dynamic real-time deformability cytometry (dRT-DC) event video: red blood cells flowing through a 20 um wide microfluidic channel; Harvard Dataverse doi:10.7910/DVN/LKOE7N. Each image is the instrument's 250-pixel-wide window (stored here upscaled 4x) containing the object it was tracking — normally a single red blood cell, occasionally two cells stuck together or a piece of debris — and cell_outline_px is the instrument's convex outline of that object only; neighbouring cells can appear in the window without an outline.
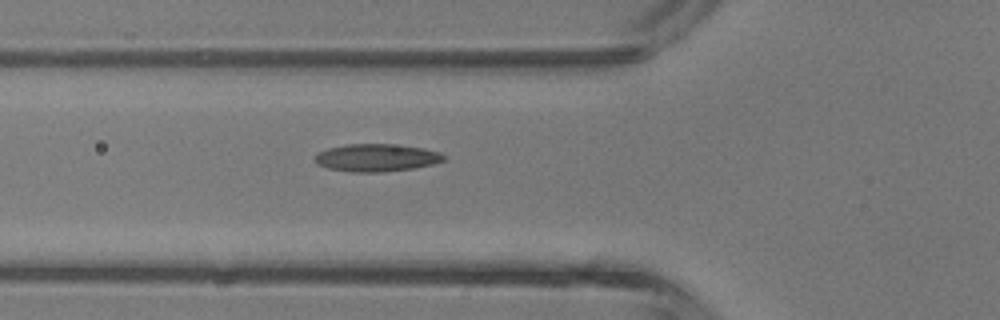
{"species": "common noctule bat (a hibernating species)", "species_latin": "Nyctalus noctula", "temperature_condition": "room temperature", "stored_images_in_passage": 5, "camera_frame_rate_fps": 3000, "um_per_image_px": 0.085, "animal": {"sex": "male", "body_mass_g": 13.3}, "frame": {"image": 1, "passage_image": 5, "time_ms": 4.667, "image_size_px": [1000, 320], "cell_outline_px": [[444, 160], [432, 164], [412, 168], [380, 172], [352, 172], [328, 168], [316, 164], [316, 156], [320, 152], [328, 148], [344, 144], [388, 144], [424, 148], [440, 152], [444, 156]], "centroid_in_image_um": [31.99, 13.4], "position_along_channel_um": 93.8, "area_um2": 20.46}}